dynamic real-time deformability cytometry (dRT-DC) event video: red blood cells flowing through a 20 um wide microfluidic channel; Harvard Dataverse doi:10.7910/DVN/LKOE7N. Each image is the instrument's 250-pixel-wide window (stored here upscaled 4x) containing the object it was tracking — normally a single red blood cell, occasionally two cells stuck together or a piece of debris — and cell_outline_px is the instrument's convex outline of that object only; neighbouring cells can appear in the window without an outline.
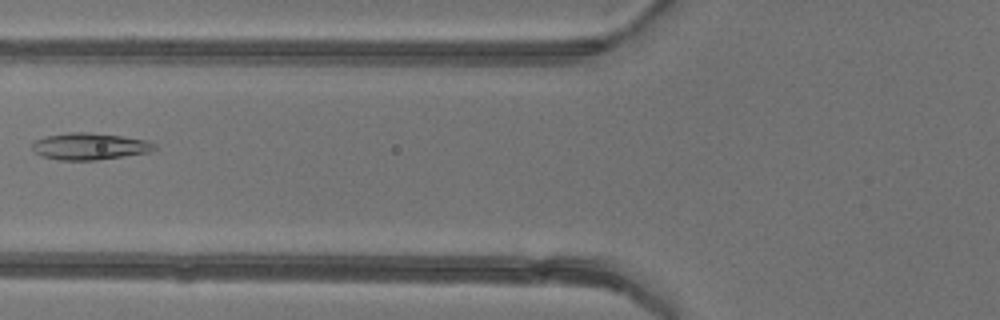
{"species": "common noctule bat (a hibernating species)", "species_latin": "Nyctalus noctula", "temperature_condition": "warm", "stored_images_in_passage": 6, "camera_frame_rate_fps": 3000, "um_per_image_px": 0.085, "animal": {"sex": "female"}, "frame": {"image": 1, "passage_image": 5, "time_ms": 5.0, "image_size_px": [1000, 320], "cell_outline_px": [[156, 148], [148, 152], [124, 156], [96, 160], [60, 160], [44, 156], [36, 152], [32, 148], [32, 144], [36, 140], [48, 136], [68, 132], [88, 132], [124, 136], [148, 140], [156, 144]], "centroid_in_image_um": [7.66, 12.43], "position_along_channel_um": 118.1, "area_um2": 18.96}}
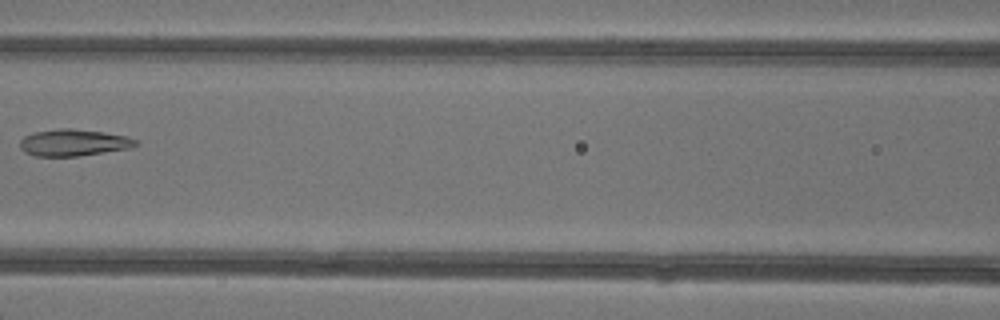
{"frame": {"image": 2, "passage_image": 6, "time_ms": 6.0, "image_size_px": [1000, 320], "cell_outline_px": [[140, 144], [128, 148], [80, 156], [36, 156], [24, 152], [20, 148], [20, 140], [24, 136], [36, 132], [60, 128], [72, 128], [104, 132], [128, 136], [136, 140]], "centroid_in_image_um": [6.26, 12.12], "position_along_channel_um": 160.3, "area_um2": 18.03}}